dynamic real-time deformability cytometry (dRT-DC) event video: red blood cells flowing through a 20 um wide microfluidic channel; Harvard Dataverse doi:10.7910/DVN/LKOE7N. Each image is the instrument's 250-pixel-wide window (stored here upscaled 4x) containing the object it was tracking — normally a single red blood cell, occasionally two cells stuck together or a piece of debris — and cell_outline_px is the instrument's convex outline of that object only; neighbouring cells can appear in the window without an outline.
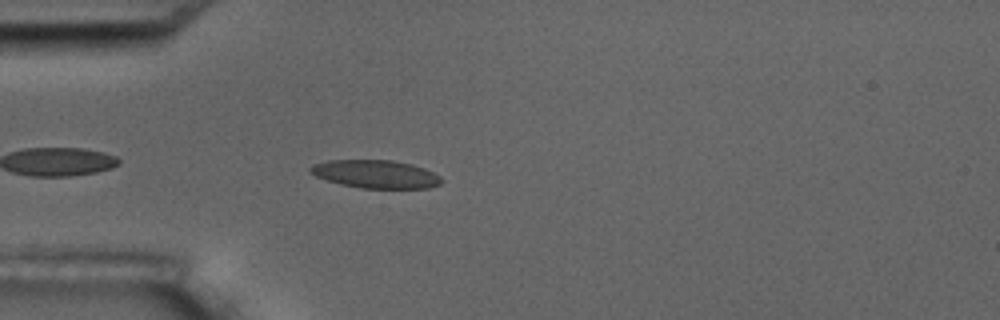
{"species": "common noctule bat (a hibernating species)", "species_latin": "Nyctalus noctula", "temperature_condition": "room temperature", "stored_images_in_passage": 1, "camera_frame_rate_fps": 3000, "um_per_image_px": 0.085, "animal": {"sex": "male", "body_mass_g": 17.5, "forearm_length_mm": 52.3}, "frame": {"image": 1, "passage_image": 1, "time_ms": 0.0, "image_size_px": [1000, 320], "cell_outline_px": [[444, 180], [440, 184], [428, 188], [360, 188], [328, 180], [316, 176], [308, 172], [308, 168], [312, 164], [328, 160], [392, 160], [412, 164], [424, 168], [440, 176]], "centroid_in_image_um": [31.93, 14.79], "position_along_channel_um": 53.1, "area_um2": 21.44}}